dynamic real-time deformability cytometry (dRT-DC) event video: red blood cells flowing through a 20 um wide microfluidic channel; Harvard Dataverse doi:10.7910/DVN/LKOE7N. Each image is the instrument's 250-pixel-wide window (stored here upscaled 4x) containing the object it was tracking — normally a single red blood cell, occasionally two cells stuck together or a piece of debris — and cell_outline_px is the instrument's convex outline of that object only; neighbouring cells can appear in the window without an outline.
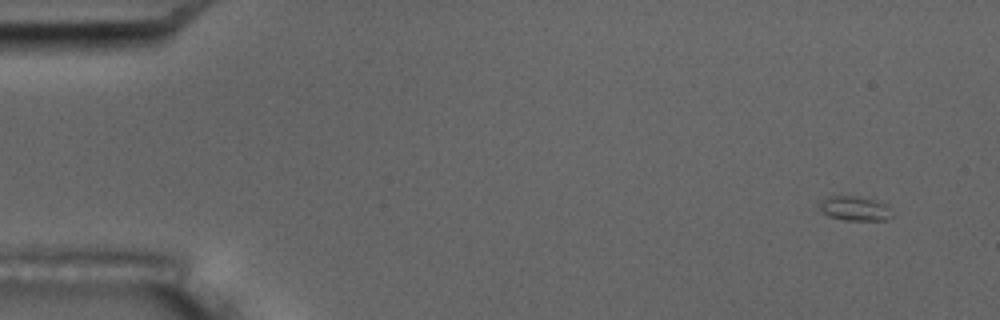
{"species": "common noctule bat (a hibernating species)", "species_latin": "Nyctalus noctula", "temperature_condition": "room temperature", "stored_images_in_passage": 5, "camera_frame_rate_fps": 3000, "um_per_image_px": 0.085, "animal": {"sex": "male", "body_mass_g": 17.5, "forearm_length_mm": 52.3}, "frame": {"image": 1, "passage_image": 1, "time_ms": 0.0, "image_size_px": [1000, 320], "cell_outline_px": [[892, 216], [888, 220], [844, 220], [828, 216], [820, 208], [820, 200], [828, 196], [852, 196], [872, 200], [884, 204]], "centroid_in_image_um": [72.6, 17.73], "position_along_channel_um": 12.4, "area_um2": 10.0}}